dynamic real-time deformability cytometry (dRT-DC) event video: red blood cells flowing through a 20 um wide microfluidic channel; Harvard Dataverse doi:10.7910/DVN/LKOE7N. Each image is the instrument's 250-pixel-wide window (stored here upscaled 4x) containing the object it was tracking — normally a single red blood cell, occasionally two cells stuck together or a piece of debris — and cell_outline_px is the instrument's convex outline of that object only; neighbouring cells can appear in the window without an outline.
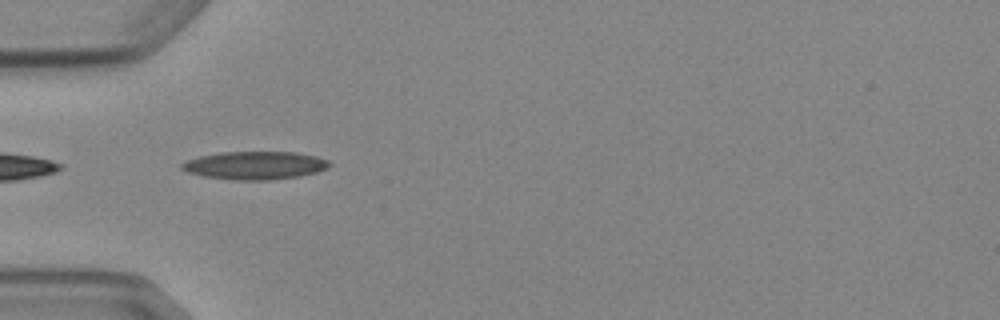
{"species": "Egyptian fruit bat (a non-hibernating species)", "species_latin": "Rousettus aegyptiacus", "temperature_condition": "cold", "stored_images_in_passage": 6, "camera_frame_rate_fps": 3000, "um_per_image_px": 0.085, "animal": {"sex": "female"}, "frame": {"image": 1, "passage_image": 5, "time_ms": 5.0, "image_size_px": [1000, 320], "cell_outline_px": [[332, 164], [328, 168], [316, 172], [296, 176], [268, 180], [236, 180], [200, 176], [188, 172], [180, 168], [180, 164], [188, 160], [200, 156], [220, 152], [296, 152], [316, 156], [328, 160]], "centroid_in_image_um": [21.65, 14.05], "position_along_channel_um": 63.3, "area_um2": 24.1}}
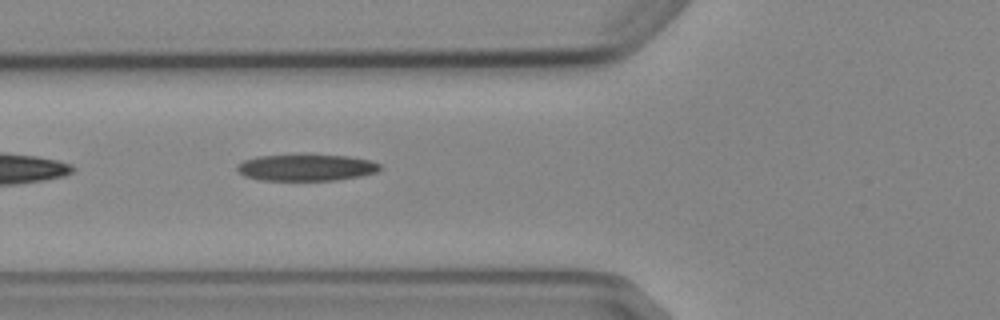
{"frame": {"image": 2, "passage_image": 6, "time_ms": 6.0, "image_size_px": [1000, 320], "cell_outline_px": [[380, 168], [376, 172], [360, 176], [336, 180], [260, 180], [244, 176], [236, 168], [244, 160], [256, 156], [348, 156], [368, 160], [380, 164]], "centroid_in_image_um": [26.02, 14.26], "position_along_channel_um": 99.8, "area_um2": 21.5}}